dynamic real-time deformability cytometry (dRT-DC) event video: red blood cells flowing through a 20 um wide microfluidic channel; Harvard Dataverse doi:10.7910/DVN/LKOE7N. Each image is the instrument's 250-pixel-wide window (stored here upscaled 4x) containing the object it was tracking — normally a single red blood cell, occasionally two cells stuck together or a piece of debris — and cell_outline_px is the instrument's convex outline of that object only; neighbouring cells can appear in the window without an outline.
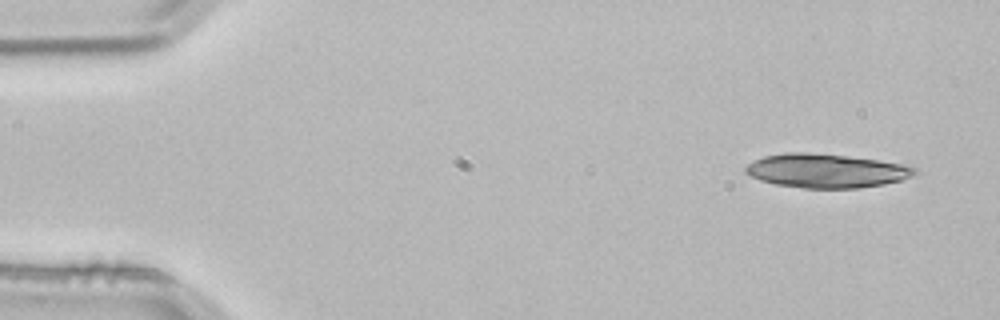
{"species": "common noctule bat (a hibernating species)", "species_latin": "Nyctalus noctula", "temperature_condition": "room temperature", "stored_images_in_passage": 4, "segment_of_instrument_passage": [1, 2], "camera_frame_rate_fps": 3000, "um_per_image_px": 0.085, "animal": {"sex": "male", "body_mass_g": 21.5, "forearm_length_mm": 52.0}, "frame": {"image": 1, "passage_image": 1, "time_ms": 0.0, "image_size_px": [1000, 320], "cell_outline_px": [[916, 172], [912, 176], [900, 180], [884, 184], [860, 188], [804, 188], [776, 184], [760, 180], [744, 172], [744, 168], [748, 164], [764, 156], [784, 152], [808, 152], [848, 156], [880, 160], [900, 164], [916, 168]], "centroid_in_image_um": [70.21, 14.51], "position_along_channel_um": 14.8, "area_um2": 33.29}}